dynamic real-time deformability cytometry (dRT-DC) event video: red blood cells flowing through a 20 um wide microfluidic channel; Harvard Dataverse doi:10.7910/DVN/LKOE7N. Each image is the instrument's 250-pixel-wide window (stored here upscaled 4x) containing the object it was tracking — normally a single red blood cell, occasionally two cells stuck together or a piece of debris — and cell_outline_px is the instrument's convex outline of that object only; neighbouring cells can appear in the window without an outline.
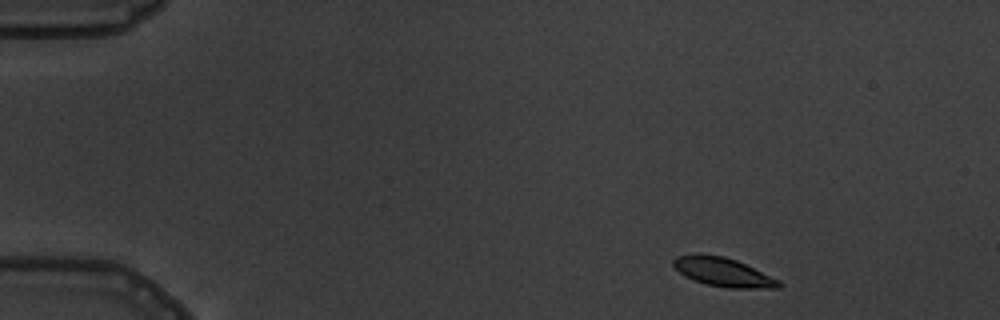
{"species": "common noctule bat (a hibernating species)", "species_latin": "Nyctalus noctula", "temperature_condition": "warm", "stored_images_in_passage": 4, "camera_frame_rate_fps": 3000, "um_per_image_px": 0.085, "animal": {"sex": "male", "body_mass_g": 19.5, "forearm_length_mm": 54.6}, "frame": {"image": 1, "passage_image": 1, "time_ms": 0.0, "image_size_px": [1000, 320], "cell_outline_px": [[784, 284], [780, 288], [728, 288], [704, 284], [680, 272], [672, 264], [672, 260], [676, 256], [700, 252], [724, 256], [736, 260], [780, 280]], "centroid_in_image_um": [61.48, 23.11], "position_along_channel_um": 23.5, "area_um2": 17.86}}
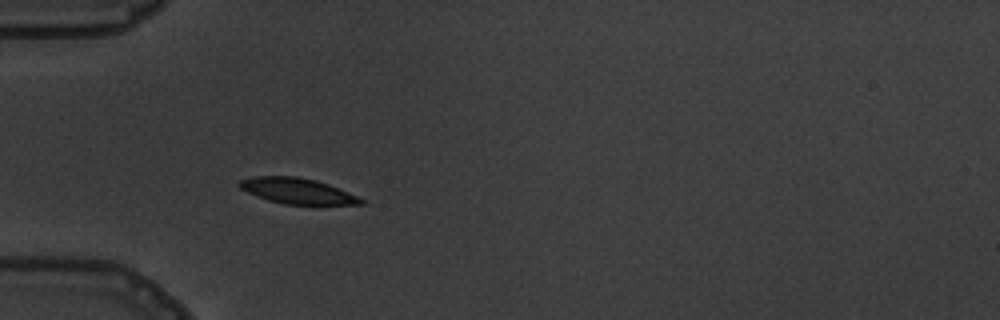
{"frame": {"image": 2, "passage_image": 4, "time_ms": 3.333, "image_size_px": [1000, 320], "cell_outline_px": [[368, 200], [364, 204], [284, 204], [268, 200], [248, 192], [240, 188], [236, 184], [240, 180], [252, 176], [296, 176], [316, 180], [328, 184]], "centroid_in_image_um": [25.28, 16.22], "position_along_channel_um": 59.7, "area_um2": 18.15}}